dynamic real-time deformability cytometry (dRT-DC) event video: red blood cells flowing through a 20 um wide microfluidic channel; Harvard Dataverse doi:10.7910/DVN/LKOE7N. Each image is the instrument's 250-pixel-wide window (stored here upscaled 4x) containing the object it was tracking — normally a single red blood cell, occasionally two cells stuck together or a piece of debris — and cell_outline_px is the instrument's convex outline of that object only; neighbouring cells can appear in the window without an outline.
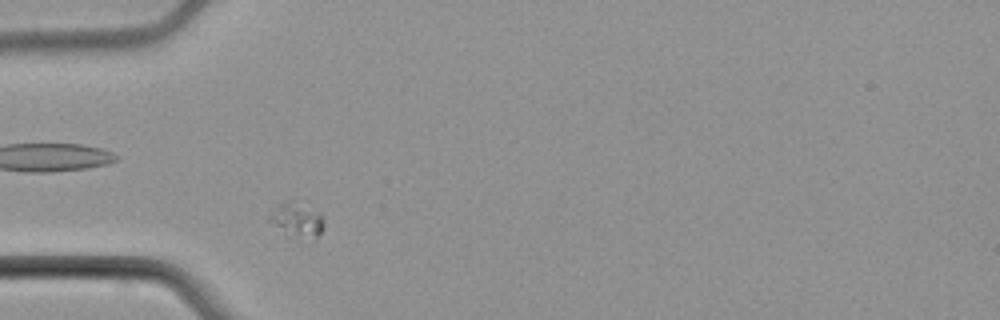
{"species": "common noctule bat (a hibernating species)", "species_latin": "Nyctalus noctula", "temperature_condition": "cold", "stored_images_in_passage": 7, "camera_frame_rate_fps": 3000, "um_per_image_px": 0.085, "animal": {"sex": "male", "body_mass_g": 21.5, "forearm_length_mm": 52.0}, "frame": {"image": 1, "passage_image": 5, "time_ms": 6.333, "image_size_px": [1000, 320], "cell_outline_px": [[324, 228], [316, 240], [296, 236], [268, 220], [268, 216], [284, 200], [320, 212], [324, 216]], "centroid_in_image_um": [25.35, 18.71], "position_along_channel_um": 59.7, "area_um2": 10.23}}
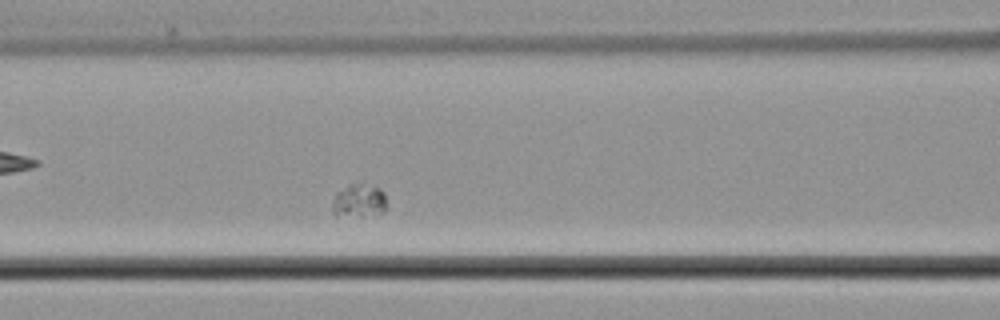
{"frame": {"image": 2, "passage_image": 7, "time_ms": 8.667, "image_size_px": [1000, 320], "cell_outline_px": [[384, 212], [360, 216], [336, 216], [332, 212], [332, 200], [336, 192], [348, 184], [360, 184], [380, 188], [384, 192]], "centroid_in_image_um": [30.44, 17.07], "position_along_channel_um": 136.2, "area_um2": 10.46}}